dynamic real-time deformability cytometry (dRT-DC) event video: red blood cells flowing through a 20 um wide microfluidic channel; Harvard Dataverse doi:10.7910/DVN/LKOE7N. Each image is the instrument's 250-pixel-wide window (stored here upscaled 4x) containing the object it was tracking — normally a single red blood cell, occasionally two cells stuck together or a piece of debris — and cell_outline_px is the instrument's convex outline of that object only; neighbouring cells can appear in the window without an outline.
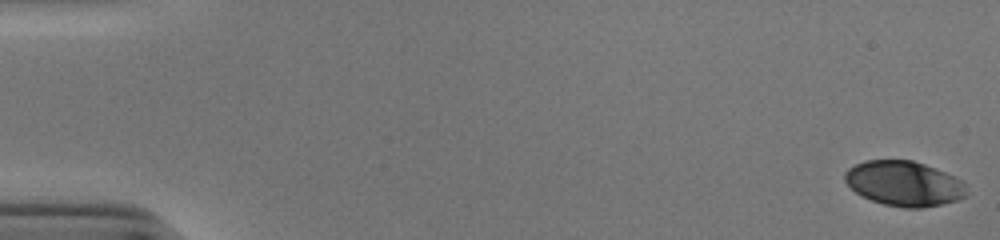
{"species": "human", "species_latin": "Homo sapiens", "temperature_condition": "cold", "stored_images_in_passage": 53, "camera_frame_rate_fps": 3000, "um_per_image_px": 0.085, "donor": {"sex": "male"}, "frame": {"image": 1, "passage_image": 1, "time_ms": 0.0, "image_size_px": [1000, 240], "cell_outline_px": [[964, 196], [956, 200], [940, 204], [920, 208], [904, 208], [884, 204], [872, 200], [856, 192], [844, 180], [844, 172], [848, 168], [864, 160], [912, 160], [924, 164], [944, 172], [960, 180], [964, 184]], "centroid_in_image_um": [76.79, 15.59], "position_along_channel_um": 8.2, "area_um2": 31.39}}
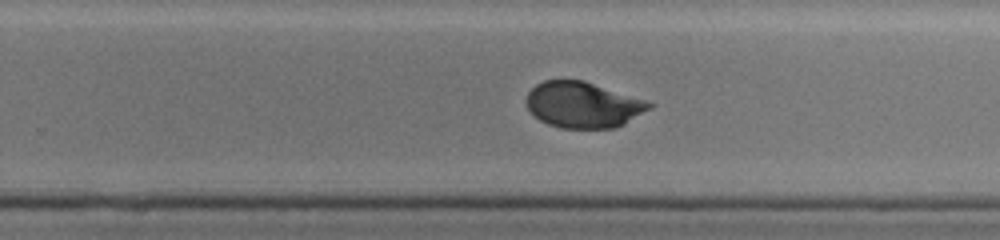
{"frame": {"image": 2, "passage_image": 35, "time_ms": 11.333, "image_size_px": [1000, 240], "cell_outline_px": [[656, 104], [652, 108], [624, 124], [616, 128], [560, 128], [548, 124], [540, 120], [528, 108], [524, 100], [528, 92], [536, 84], [544, 80], [584, 80]], "centroid_in_image_um": [49.55, 8.91], "position_along_channel_um": 280.2, "area_um2": 32.89}}
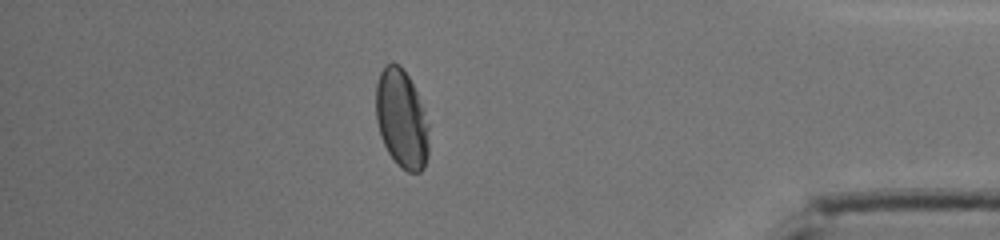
{"frame": {"image": 3, "passage_image": 47, "time_ms": 15.333, "image_size_px": [1000, 240], "cell_outline_px": [[428, 156], [424, 168], [420, 172], [408, 172], [400, 168], [388, 152], [380, 136], [376, 120], [376, 84], [380, 72], [384, 64], [392, 60], [400, 64], [408, 76], [416, 92], [424, 112], [428, 124]], "centroid_in_image_um": [34.12, 10.09], "position_along_channel_um": 401.1, "area_um2": 30.63}, "authors_computed_cell_mechanics": {"area_um2": 32.7726, "velocity_mm_per_s": 3.8613, "shape_relaxation_time_tau1_ms": 3.8352, "shape_relaxation_time_tau2_ms": 1.3744, "deformation_change_tau1": 0.1462, "deformation_change_tau2": 0.04}}